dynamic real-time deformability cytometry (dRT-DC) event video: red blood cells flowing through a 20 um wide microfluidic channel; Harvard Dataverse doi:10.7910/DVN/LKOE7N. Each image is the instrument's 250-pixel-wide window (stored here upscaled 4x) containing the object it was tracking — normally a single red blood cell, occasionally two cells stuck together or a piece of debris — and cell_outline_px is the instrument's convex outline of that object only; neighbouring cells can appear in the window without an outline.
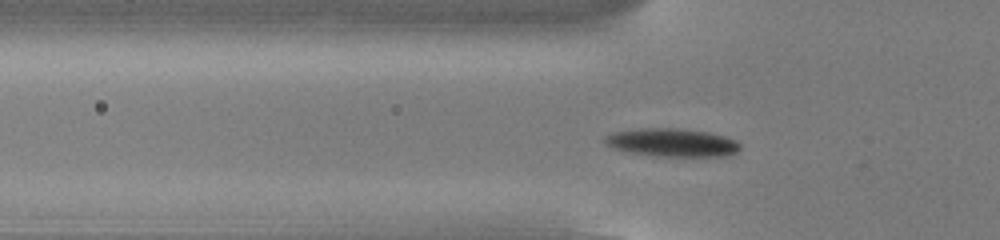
{"species": "common noctule bat (a hibernating species)", "species_latin": "Nyctalus noctula", "temperature_condition": "cold", "stored_images_in_passage": 51, "camera_frame_rate_fps": 3000, "um_per_image_px": 0.085, "animal": {"sex": "male", "body_mass_g": 13.0, "forearm_length_mm": 53.1}, "frame": {"image": 1, "passage_image": 15, "time_ms": 4.667, "image_size_px": [1000, 240], "cell_outline_px": [[740, 148], [736, 152], [728, 156], [652, 156], [628, 152], [612, 148], [604, 144], [604, 136], [612, 132], [640, 128], [676, 128], [708, 132], [724, 136], [736, 140], [740, 144]], "centroid_in_image_um": [57.08, 12.12], "position_along_channel_um": 68.7, "area_um2": 22.43}}
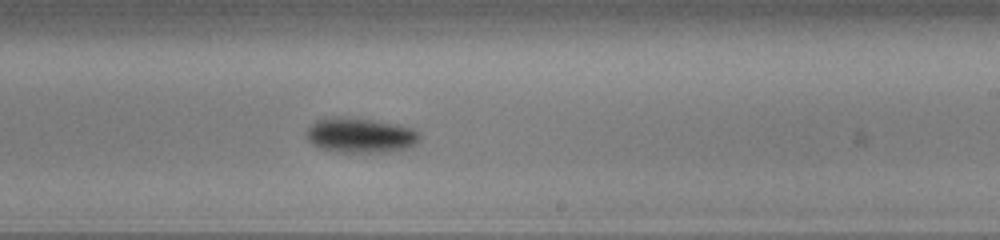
{"frame": {"image": 2, "passage_image": 30, "time_ms": 9.667, "image_size_px": [1000, 240], "cell_outline_px": [[420, 136], [416, 144], [408, 148], [388, 152], [336, 152], [320, 148], [312, 144], [308, 140], [304, 132], [316, 120], [324, 116], [340, 116], [372, 120], [396, 124], [412, 128], [420, 132]], "centroid_in_image_um": [30.59, 11.49], "position_along_channel_um": 258.4, "area_um2": 23.41}}
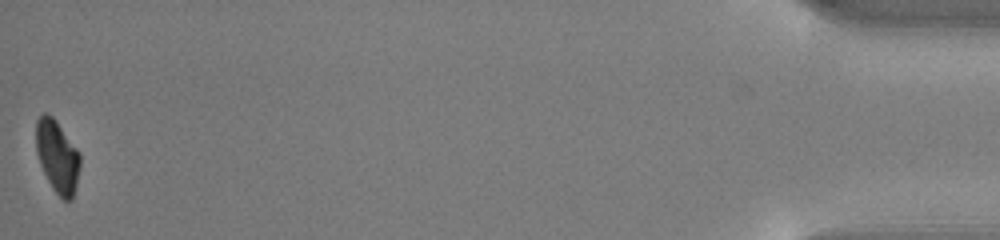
{"frame": {"image": 3, "passage_image": 51, "time_ms": 16.667, "image_size_px": [1000, 240], "cell_outline_px": [[80, 168], [72, 200], [64, 200], [52, 188], [40, 164], [36, 152], [36, 120], [44, 112], [48, 112], [56, 120], [80, 152]], "centroid_in_image_um": [4.87, 13.26], "position_along_channel_um": 430.3, "area_um2": 18.61}, "authors_computed_cell_mechanics": {"area_um2": 20.5768, "velocity_mm_per_s": 3.8155, "shape_relaxation_time_tau1_ms": 1.5995, "shape_relaxation_time_tau2_ms": null, "deformation_change_tau1": 0.1347, "deformation_change_tau2": null}}